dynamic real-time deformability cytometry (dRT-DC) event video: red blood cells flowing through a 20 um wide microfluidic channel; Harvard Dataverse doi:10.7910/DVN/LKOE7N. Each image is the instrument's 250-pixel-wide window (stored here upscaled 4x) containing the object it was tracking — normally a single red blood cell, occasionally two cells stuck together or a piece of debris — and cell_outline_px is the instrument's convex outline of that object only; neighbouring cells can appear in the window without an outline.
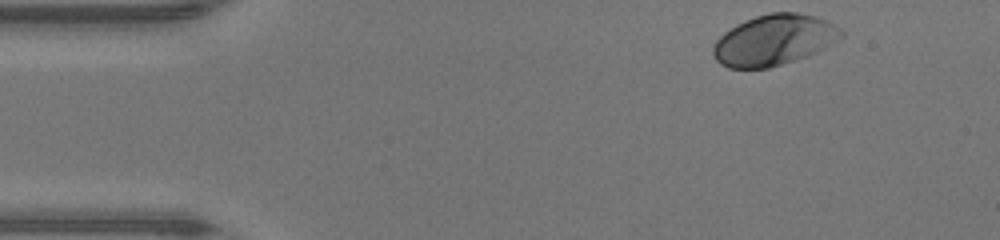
{"species": "human", "species_latin": "Homo sapiens", "temperature_condition": "warm", "stored_images_in_passage": 37, "camera_frame_rate_fps": 3000, "um_per_image_px": 0.085, "donor": {"sex": "male"}, "frame": {"image": 1, "passage_image": 1, "time_ms": 0.0, "image_size_px": [1000, 240], "cell_outline_px": [[844, 36], [816, 52], [808, 56], [768, 68], [728, 68], [720, 64], [716, 60], [712, 52], [712, 48], [716, 40], [724, 32], [736, 24], [744, 20], [768, 12], [796, 12], [816, 16], [840, 28], [844, 32]], "centroid_in_image_um": [65.76, 3.4], "position_along_channel_um": 19.2, "area_um2": 37.86}}
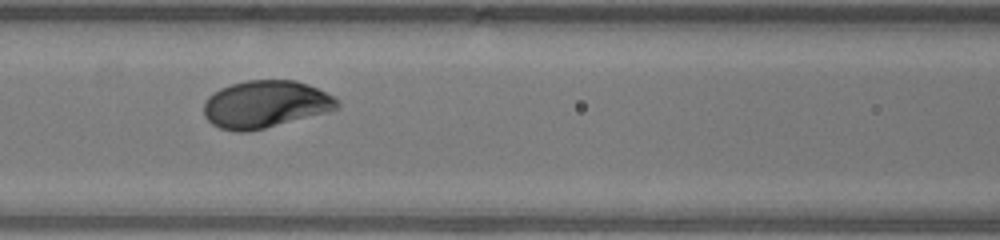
{"frame": {"image": 2, "passage_image": 16, "time_ms": 5.0, "image_size_px": [1000, 240], "cell_outline_px": [[340, 108], [328, 112], [248, 132], [236, 132], [220, 128], [212, 124], [204, 116], [204, 104], [208, 96], [212, 92], [220, 88], [232, 84], [248, 80], [296, 80], [308, 84], [336, 96], [340, 100]], "centroid_in_image_um": [22.59, 8.86], "position_along_channel_um": 144.0, "area_um2": 37.11}}
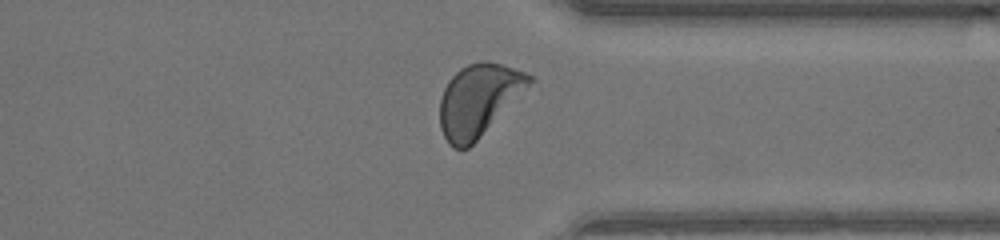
{"frame": {"image": 3, "passage_image": 32, "time_ms": 10.333, "image_size_px": [1000, 240], "cell_outline_px": [[536, 80], [468, 148], [452, 148], [448, 144], [440, 128], [440, 100], [444, 88], [448, 80], [460, 68], [468, 64], [480, 60], [488, 60], [524, 72], [532, 76]], "centroid_in_image_um": [40.67, 8.48], "position_along_channel_um": 370.7, "area_um2": 37.28}, "authors_computed_cell_mechanics": {"area_um2": 36.1828, "velocity_mm_per_s": 4.3213, "shape_relaxation_time_tau1_ms": 1.8261, "shape_relaxation_time_tau2_ms": null, "deformation_change_tau1": 0.1524, "deformation_change_tau2": null}}